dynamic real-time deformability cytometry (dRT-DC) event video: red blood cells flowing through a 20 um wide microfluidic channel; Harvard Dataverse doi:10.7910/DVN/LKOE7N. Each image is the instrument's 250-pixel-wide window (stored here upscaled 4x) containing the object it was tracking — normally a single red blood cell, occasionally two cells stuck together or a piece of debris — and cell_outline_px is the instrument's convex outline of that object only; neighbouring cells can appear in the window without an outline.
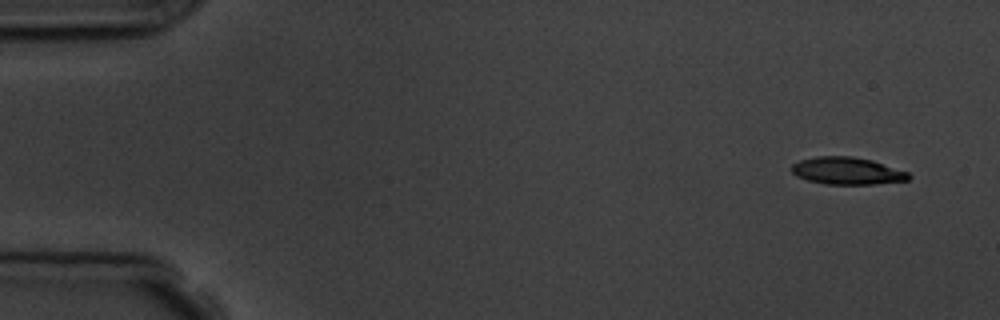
{"species": "common noctule bat (a hibernating species)", "species_latin": "Nyctalus noctula", "temperature_condition": "room temperature", "stored_images_in_passage": 4, "camera_frame_rate_fps": 3000, "um_per_image_px": 0.085, "animal": {"sex": "male", "body_mass_g": 19.5, "forearm_length_mm": 54.6}, "frame": {"image": 1, "passage_image": 1, "time_ms": 0.0, "image_size_px": [1000, 320], "cell_outline_px": [[912, 176], [908, 180], [876, 184], [824, 184], [808, 180], [796, 176], [792, 172], [792, 164], [800, 160], [816, 156], [852, 156], [872, 160], [908, 172]], "centroid_in_image_um": [72.01, 14.52], "position_along_channel_um": 13.0, "area_um2": 18.61}}
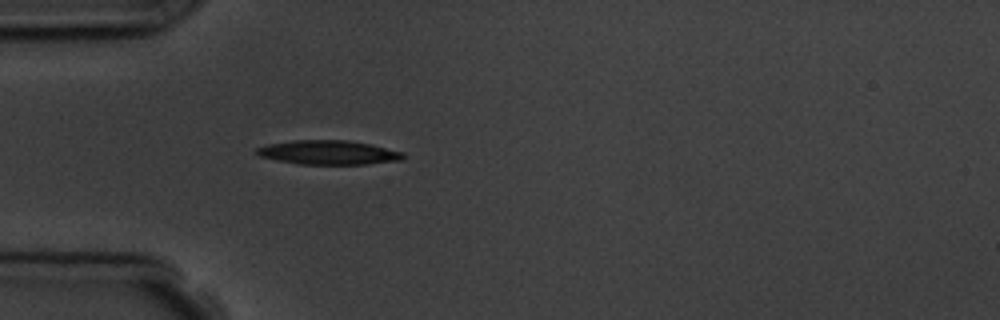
{"frame": {"image": 2, "passage_image": 4, "time_ms": 4.333, "image_size_px": [1000, 320], "cell_outline_px": [[404, 160], [364, 164], [300, 164], [260, 156], [256, 152], [256, 148], [268, 144], [296, 140], [348, 140], [372, 144], [404, 152]], "centroid_in_image_um": [27.99, 12.95], "position_along_channel_um": 57.0, "area_um2": 20.52}}